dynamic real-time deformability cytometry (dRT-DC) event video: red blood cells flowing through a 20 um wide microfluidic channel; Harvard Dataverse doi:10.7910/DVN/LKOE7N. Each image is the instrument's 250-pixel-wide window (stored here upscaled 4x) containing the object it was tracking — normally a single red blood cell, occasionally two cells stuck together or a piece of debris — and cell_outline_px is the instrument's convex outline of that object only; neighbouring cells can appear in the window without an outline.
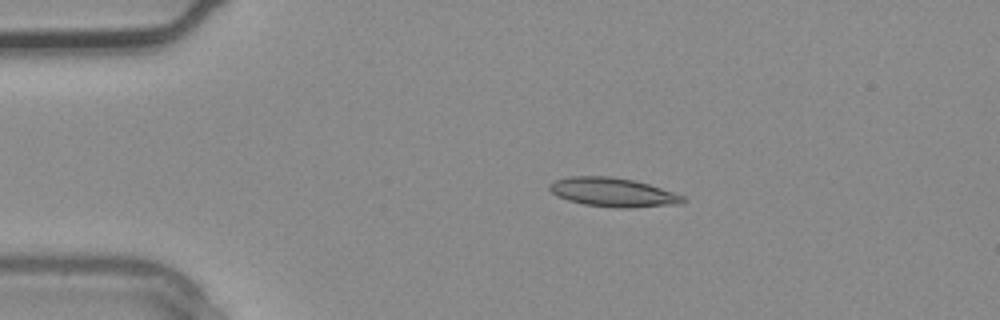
{"species": "common noctule bat (a hibernating species)", "species_latin": "Nyctalus noctula", "temperature_condition": "warm", "stored_images_in_passage": 2, "camera_frame_rate_fps": 3000, "um_per_image_px": 0.085, "animal": {"sex": "male", "body_mass_g": 20.4}, "frame": {"image": 1, "passage_image": 1, "time_ms": 0.0, "image_size_px": [1000, 320], "cell_outline_px": [[688, 200], [684, 204], [628, 208], [616, 208], [584, 204], [568, 200], [556, 196], [548, 188], [548, 184], [556, 180], [568, 176], [612, 176], [636, 180], [684, 196]], "centroid_in_image_um": [52.12, 16.34], "position_along_channel_um": 32.9, "area_um2": 22.77}}
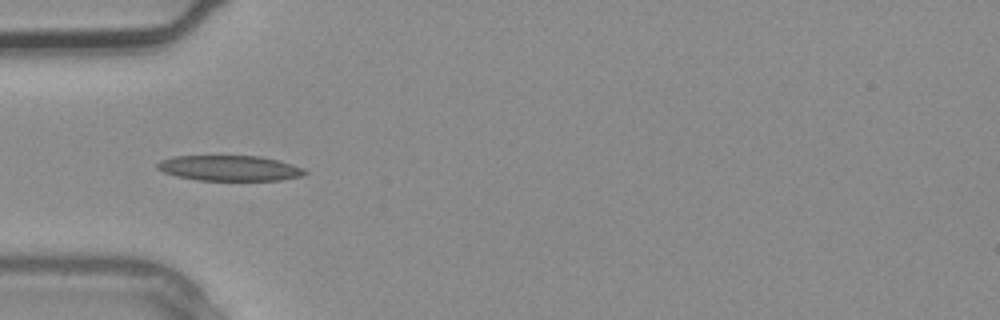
{"frame": {"image": 2, "passage_image": 2, "time_ms": 0.333, "image_size_px": [1000, 320], "cell_outline_px": [[308, 172], [304, 176], [280, 180], [196, 180], [176, 176], [164, 172], [156, 168], [156, 164], [160, 160], [176, 156], [260, 156], [292, 164], [304, 168]], "centroid_in_image_um": [19.52, 14.29], "position_along_channel_um": 65.5, "area_um2": 21.85}}